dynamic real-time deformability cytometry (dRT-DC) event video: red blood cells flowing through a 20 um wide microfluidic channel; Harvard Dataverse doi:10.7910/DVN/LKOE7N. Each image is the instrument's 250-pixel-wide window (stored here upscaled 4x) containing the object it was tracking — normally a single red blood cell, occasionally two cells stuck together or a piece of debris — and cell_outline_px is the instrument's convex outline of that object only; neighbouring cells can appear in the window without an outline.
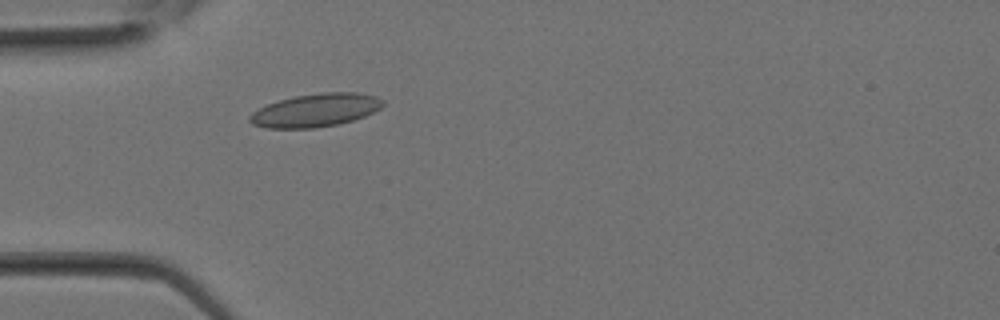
{"species": "Egyptian fruit bat (a non-hibernating species)", "species_latin": "Rousettus aegyptiacus", "temperature_condition": "room temperature", "stored_images_in_passage": 25, "camera_frame_rate_fps": 3000, "um_per_image_px": 0.085, "animal": {"sex": "female"}, "frame": {"image": 1, "passage_image": 5, "time_ms": 1.333, "image_size_px": [1000, 320], "cell_outline_px": [[384, 104], [380, 108], [364, 116], [340, 124], [316, 128], [268, 128], [252, 124], [248, 120], [248, 116], [252, 112], [268, 104], [280, 100], [296, 96], [324, 92], [356, 92], [376, 96], [384, 100]], "centroid_in_image_um": [26.83, 9.37], "position_along_channel_um": 58.2, "area_um2": 25.66}}
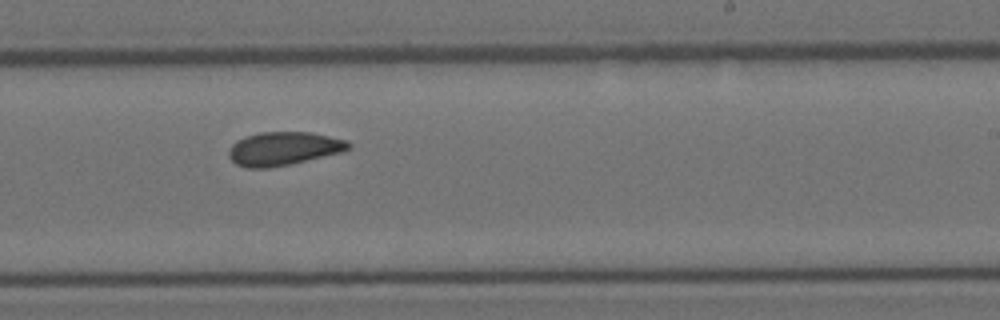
{"frame": {"image": 2, "passage_image": 14, "time_ms": 4.333, "image_size_px": [1000, 320], "cell_outline_px": [[352, 148], [340, 152], [292, 164], [268, 168], [248, 168], [236, 164], [228, 156], [228, 148], [236, 140], [244, 136], [260, 132], [312, 132], [348, 140], [352, 144]], "centroid_in_image_um": [24.09, 12.62], "position_along_channel_um": 264.9, "area_um2": 23.64}}
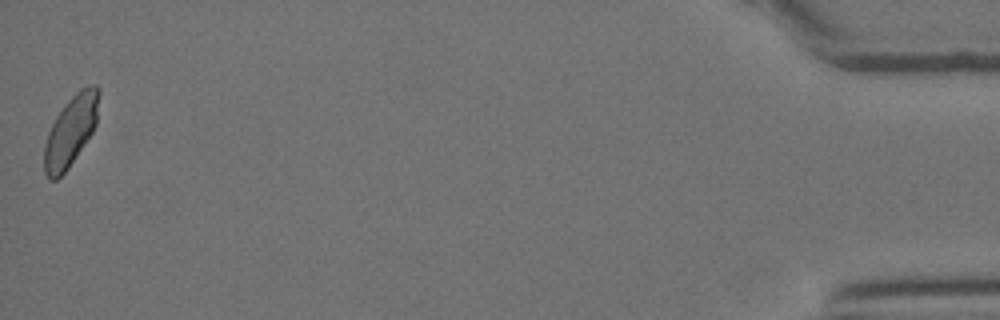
{"frame": {"image": 3, "passage_image": 25, "time_ms": 8.0, "image_size_px": [1000, 320], "cell_outline_px": [[100, 92], [96, 124], [92, 132], [68, 168], [56, 180], [48, 180], [44, 172], [44, 144], [48, 132], [56, 116], [64, 104], [80, 88], [88, 84], [96, 84], [100, 88]], "centroid_in_image_um": [6.01, 11.1], "position_along_channel_um": 429.2, "area_um2": 22.48}}